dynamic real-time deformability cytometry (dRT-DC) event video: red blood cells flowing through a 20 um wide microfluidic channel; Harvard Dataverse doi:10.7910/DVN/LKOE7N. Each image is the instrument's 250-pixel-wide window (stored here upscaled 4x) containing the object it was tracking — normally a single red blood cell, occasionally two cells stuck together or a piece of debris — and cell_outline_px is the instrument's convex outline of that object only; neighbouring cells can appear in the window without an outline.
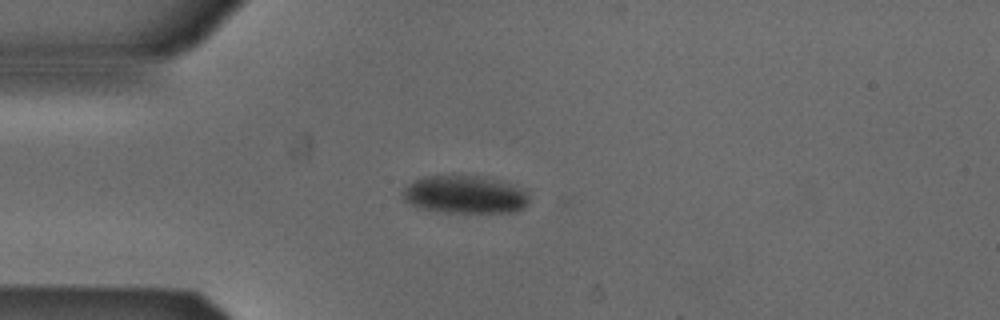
{"species": "Egyptian fruit bat (a non-hibernating species)", "species_latin": "Rousettus aegyptiacus", "temperature_condition": "cold", "stored_images_in_passage": 4, "camera_frame_rate_fps": 3000, "um_per_image_px": 0.085, "animal": {"sex": "male"}, "frame": {"image": 1, "passage_image": 4, "time_ms": 1.0, "image_size_px": [1000, 320], "cell_outline_px": [[528, 204], [524, 208], [516, 212], [444, 212], [416, 208], [408, 204], [404, 200], [400, 192], [408, 184], [424, 176], [452, 172], [480, 176], [508, 184], [520, 188], [528, 192]], "centroid_in_image_um": [39.43, 16.51], "position_along_channel_um": 45.6, "area_um2": 28.67}}